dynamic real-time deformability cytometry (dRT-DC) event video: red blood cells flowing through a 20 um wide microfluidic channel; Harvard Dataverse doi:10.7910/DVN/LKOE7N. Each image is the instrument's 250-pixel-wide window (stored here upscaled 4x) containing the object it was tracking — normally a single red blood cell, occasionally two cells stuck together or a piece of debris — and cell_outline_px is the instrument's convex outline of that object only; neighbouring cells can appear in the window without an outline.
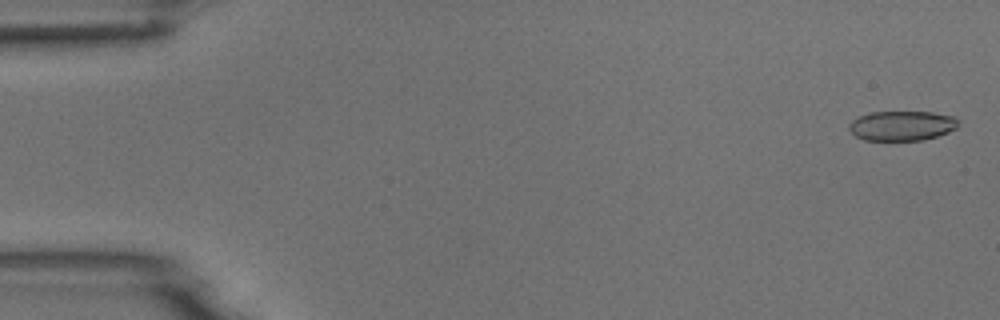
{"species": "common noctule bat (a hibernating species)", "species_latin": "Nyctalus noctula", "temperature_condition": "room temperature", "stored_images_in_passage": 52, "camera_frame_rate_fps": 3000, "um_per_image_px": 0.085, "animal": {"sex": "male", "body_mass_g": 18.8}, "frame": {"image": 1, "passage_image": 2, "time_ms": 0.333, "image_size_px": [1000, 320], "cell_outline_px": [[960, 124], [956, 128], [948, 132], [924, 140], [864, 140], [856, 136], [848, 128], [848, 124], [852, 120], [868, 112], [932, 112], [956, 116], [960, 120]], "centroid_in_image_um": [76.7, 10.68], "position_along_channel_um": 8.3, "area_um2": 19.13}}
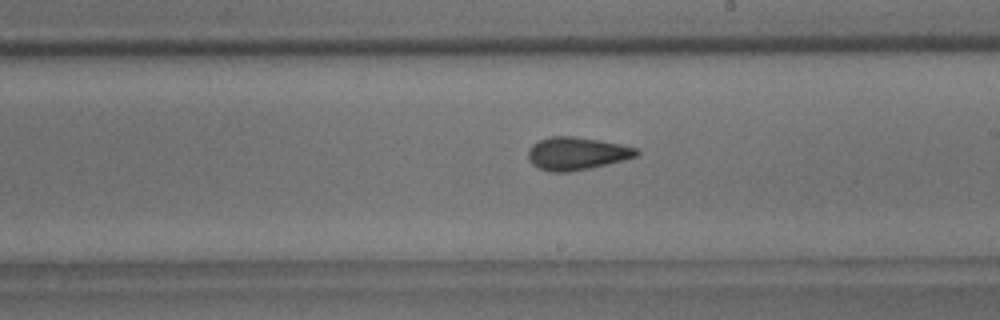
{"frame": {"image": 2, "passage_image": 30, "time_ms": 9.667, "image_size_px": [1000, 320], "cell_outline_px": [[640, 152], [636, 156], [624, 160], [592, 168], [568, 172], [548, 172], [532, 164], [528, 160], [528, 148], [532, 144], [540, 140], [552, 136], [572, 136], [600, 140], [620, 144], [636, 148]], "centroid_in_image_um": [49.0, 13.05], "position_along_channel_um": 240.0, "area_um2": 20.81}}
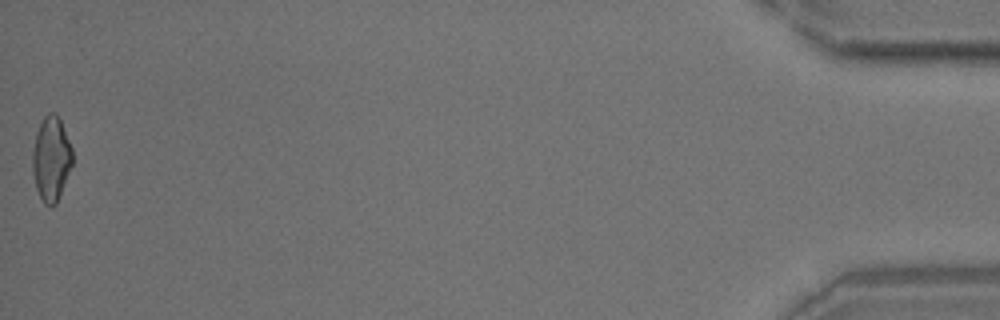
{"frame": {"image": 3, "passage_image": 52, "time_ms": 17.0, "image_size_px": [1000, 320], "cell_outline_px": [[72, 164], [56, 204], [48, 208], [44, 204], [36, 188], [32, 172], [32, 152], [36, 132], [44, 116], [48, 112], [56, 112], [60, 120], [72, 148]], "centroid_in_image_um": [4.33, 13.5], "position_along_channel_um": 430.9, "area_um2": 19.65}}